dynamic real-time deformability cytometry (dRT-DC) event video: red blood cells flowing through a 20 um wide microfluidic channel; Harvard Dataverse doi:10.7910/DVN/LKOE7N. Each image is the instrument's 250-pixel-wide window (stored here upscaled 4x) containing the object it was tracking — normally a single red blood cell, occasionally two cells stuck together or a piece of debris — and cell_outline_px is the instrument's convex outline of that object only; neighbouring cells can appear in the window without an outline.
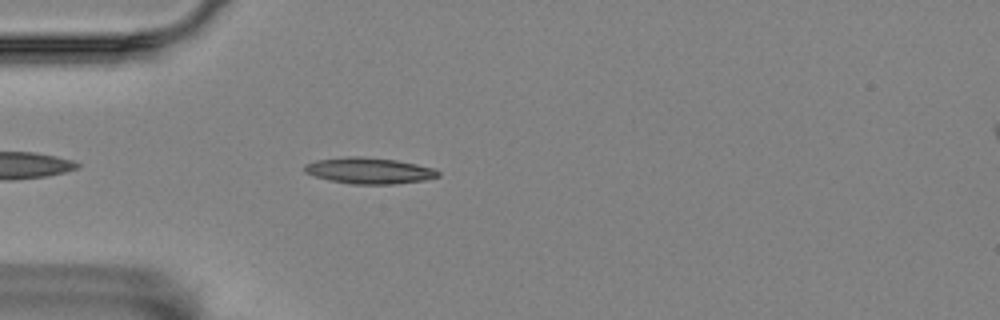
{"species": "Egyptian fruit bat (a non-hibernating species)", "species_latin": "Rousettus aegyptiacus", "temperature_condition": "room temperature", "stored_images_in_passage": 44, "camera_frame_rate_fps": 3000, "um_per_image_px": 0.085, "animal": {"sex": "female"}, "frame": {"image": 1, "passage_image": 4, "time_ms": 1.0, "image_size_px": [1000, 320], "cell_outline_px": [[440, 176], [424, 180], [396, 184], [352, 184], [328, 180], [304, 172], [304, 164], [316, 160], [348, 156], [356, 156], [396, 160], [416, 164], [432, 168], [440, 172]], "centroid_in_image_um": [31.36, 14.51], "position_along_channel_um": 53.6, "area_um2": 20.29}}
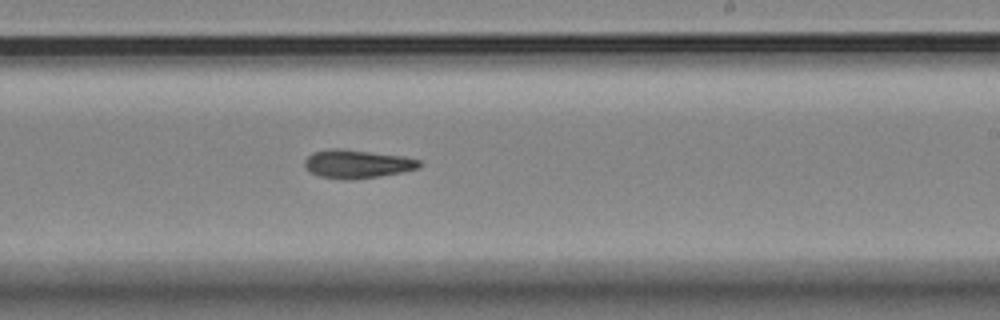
{"frame": {"image": 2, "passage_image": 22, "time_ms": 7.0, "image_size_px": [1000, 320], "cell_outline_px": [[420, 168], [380, 176], [348, 180], [344, 180], [320, 176], [312, 172], [304, 164], [304, 160], [312, 152], [332, 148], [340, 148], [404, 156], [420, 160]], "centroid_in_image_um": [30.36, 13.93], "position_along_channel_um": 258.6, "area_um2": 18.9}}
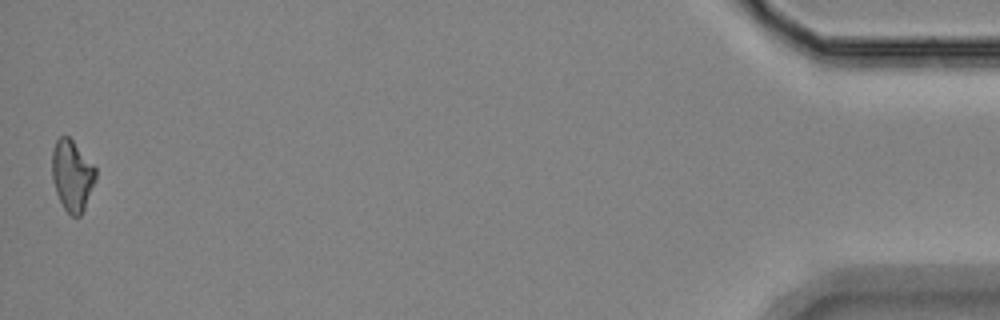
{"frame": {"image": 3, "passage_image": 44, "time_ms": 14.333, "image_size_px": [1000, 320], "cell_outline_px": [[96, 180], [84, 208], [80, 216], [72, 216], [64, 208], [56, 192], [52, 180], [52, 152], [56, 140], [60, 136], [68, 136], [72, 140], [96, 168]], "centroid_in_image_um": [6.12, 14.91], "position_along_channel_um": 429.1, "area_um2": 17.86}, "authors_computed_cell_mechanics": {"area_um2": 18.4093, "velocity_mm_per_s": 3.5299, "shape_relaxation_time_tau1_ms": 7.1742, "shape_relaxation_time_tau2_ms": null, "deformation_change_tau1": 0.1516, "deformation_change_tau2": null}}